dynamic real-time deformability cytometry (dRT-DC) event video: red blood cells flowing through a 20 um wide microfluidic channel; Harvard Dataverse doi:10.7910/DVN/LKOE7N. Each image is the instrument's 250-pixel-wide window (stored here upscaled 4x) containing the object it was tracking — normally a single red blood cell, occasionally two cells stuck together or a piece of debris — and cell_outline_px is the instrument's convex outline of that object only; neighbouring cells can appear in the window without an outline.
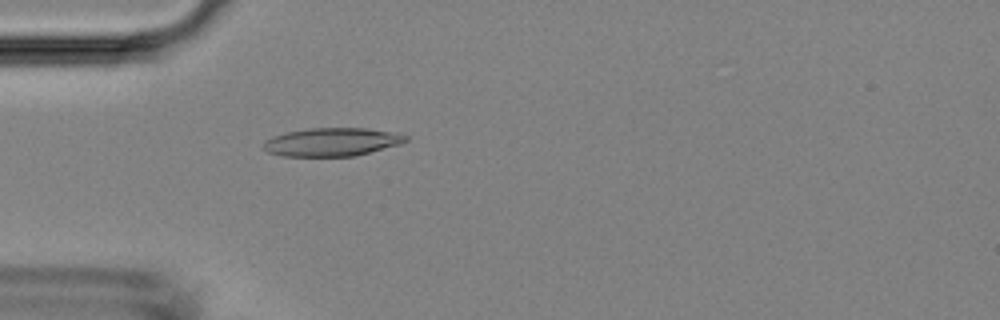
{"species": "Egyptian fruit bat (a non-hibernating species)", "species_latin": "Rousettus aegyptiacus", "temperature_condition": "room temperature", "stored_images_in_passage": 5, "camera_frame_rate_fps": 3000, "um_per_image_px": 0.085, "animal": {"sex": "female"}, "frame": {"image": 1, "passage_image": 5, "time_ms": 4.667, "image_size_px": [1000, 320], "cell_outline_px": [[408, 140], [400, 144], [356, 156], [280, 156], [268, 152], [264, 148], [264, 140], [272, 136], [288, 132], [308, 128], [368, 128], [400, 132], [408, 136]], "centroid_in_image_um": [28.26, 12.06], "position_along_channel_um": 56.7, "area_um2": 23.7}}